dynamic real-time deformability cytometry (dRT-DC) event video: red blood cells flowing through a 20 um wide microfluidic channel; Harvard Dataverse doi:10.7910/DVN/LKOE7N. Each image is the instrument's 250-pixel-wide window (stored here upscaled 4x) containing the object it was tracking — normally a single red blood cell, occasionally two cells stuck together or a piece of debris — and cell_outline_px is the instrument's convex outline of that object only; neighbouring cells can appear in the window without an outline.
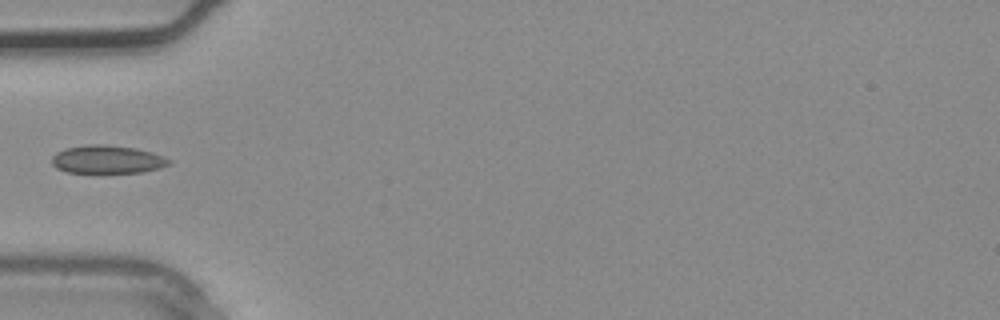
{"species": "common noctule bat (a hibernating species)", "species_latin": "Nyctalus noctula", "temperature_condition": "warm", "stored_images_in_passage": 3, "camera_frame_rate_fps": 3000, "um_per_image_px": 0.085, "animal": {"sex": "male", "body_mass_g": 20.4}, "frame": {"image": 1, "passage_image": 3, "time_ms": 0.667, "image_size_px": [1000, 320], "cell_outline_px": [[172, 164], [160, 168], [140, 172], [68, 172], [56, 168], [52, 164], [52, 156], [56, 152], [64, 148], [92, 144], [104, 144], [136, 148], [152, 152], [164, 156], [172, 160]], "centroid_in_image_um": [9.14, 13.54], "position_along_channel_um": 75.9, "area_um2": 19.25}}